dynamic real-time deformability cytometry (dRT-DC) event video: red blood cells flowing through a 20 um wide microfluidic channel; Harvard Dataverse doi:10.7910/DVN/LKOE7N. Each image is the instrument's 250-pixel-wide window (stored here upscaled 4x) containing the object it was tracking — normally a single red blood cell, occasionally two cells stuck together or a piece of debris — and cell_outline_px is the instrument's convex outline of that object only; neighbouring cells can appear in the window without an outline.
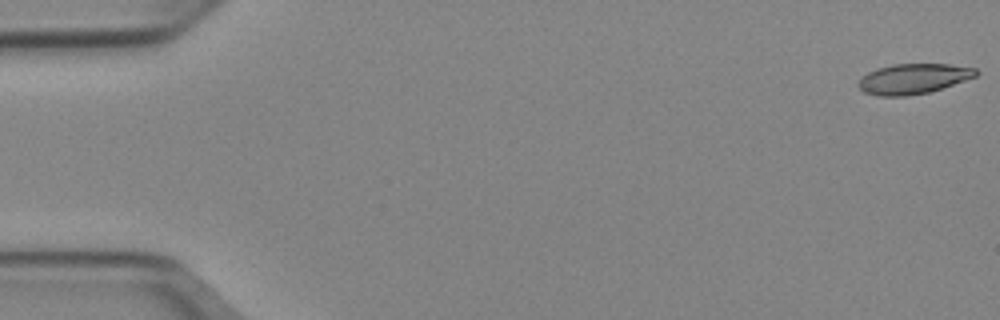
{"species": "Egyptian fruit bat (a non-hibernating species)", "species_latin": "Rousettus aegyptiacus", "temperature_condition": "cold", "stored_images_in_passage": 51, "camera_frame_rate_fps": 3000, "um_per_image_px": 0.085, "animal": {"sex": "female"}, "frame": {"image": 1, "passage_image": 1, "time_ms": 0.0, "image_size_px": [1000, 320], "cell_outline_px": [[980, 72], [976, 76], [928, 92], [904, 96], [876, 96], [864, 92], [856, 84], [868, 72], [876, 68], [892, 64], [948, 64], [976, 68]], "centroid_in_image_um": [77.6, 6.69], "position_along_channel_um": 7.4, "area_um2": 20.52}}
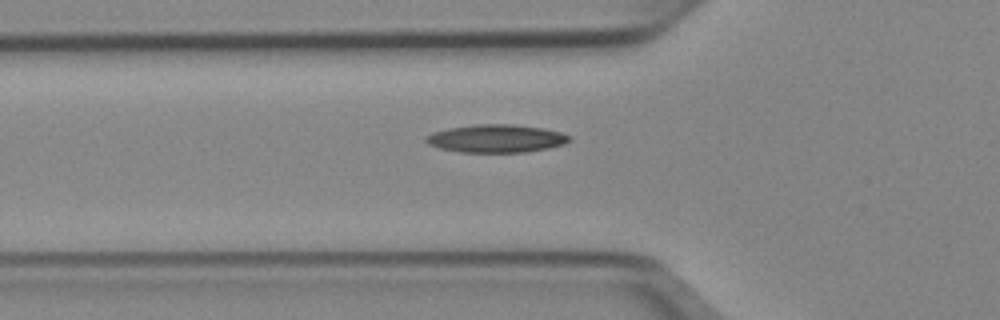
{"frame": {"image": 2, "passage_image": 18, "time_ms": 5.667, "image_size_px": [1000, 320], "cell_outline_px": [[572, 140], [564, 144], [548, 148], [524, 152], [460, 152], [440, 148], [428, 144], [424, 140], [424, 136], [432, 132], [448, 128], [476, 124], [512, 124], [544, 128], [560, 132], [572, 136]], "centroid_in_image_um": [42.18, 11.77], "position_along_channel_um": 83.6, "area_um2": 23.52}}
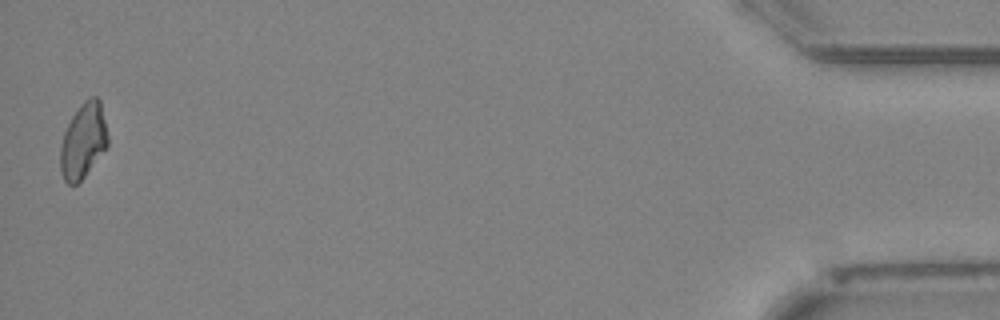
{"frame": {"image": 3, "passage_image": 51, "time_ms": 16.667, "image_size_px": [1000, 320], "cell_outline_px": [[108, 148], [84, 176], [76, 184], [68, 184], [64, 180], [60, 172], [60, 144], [64, 132], [72, 116], [84, 100], [92, 96], [96, 96], [100, 100], [108, 136]], "centroid_in_image_um": [7.08, 11.98], "position_along_channel_um": 428.1, "area_um2": 20.87}, "authors_computed_cell_mechanics": {"area_um2": 21.386, "velocity_mm_per_s": 3.9677, "shape_relaxation_time_tau1_ms": 8.6476, "shape_relaxation_time_tau2_ms": null, "deformation_change_tau1": 0.1732, "deformation_change_tau2": null}}